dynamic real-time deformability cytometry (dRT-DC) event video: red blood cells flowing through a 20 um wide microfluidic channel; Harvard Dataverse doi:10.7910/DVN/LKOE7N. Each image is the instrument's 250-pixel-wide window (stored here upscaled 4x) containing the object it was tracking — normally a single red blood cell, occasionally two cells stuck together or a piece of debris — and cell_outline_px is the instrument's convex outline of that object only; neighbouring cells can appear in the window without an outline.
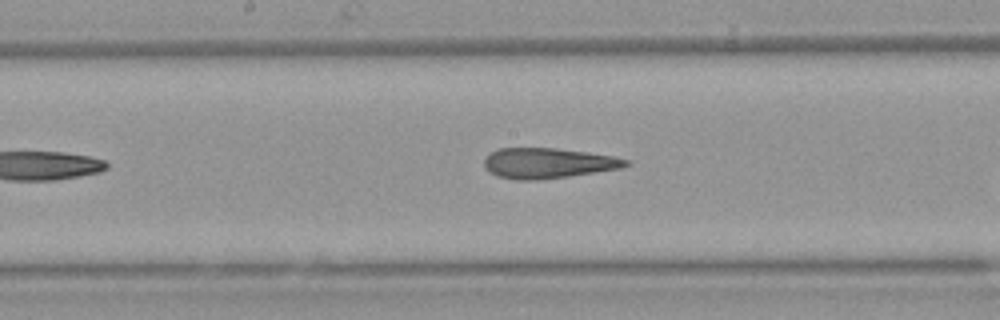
{"species": "Egyptian fruit bat (a non-hibernating species)", "species_latin": "Rousettus aegyptiacus", "temperature_condition": "warm", "stored_images_in_passage": 8, "camera_frame_rate_fps": 3000, "um_per_image_px": 0.085, "animal": {"sex": "female"}, "frame": {"image": 1, "passage_image": 8, "time_ms": 8.0, "image_size_px": [1000, 320], "cell_outline_px": [[632, 164], [620, 168], [568, 176], [536, 180], [516, 180], [496, 176], [488, 172], [484, 168], [484, 156], [488, 152], [496, 148], [556, 148], [588, 152], [612, 156], [632, 160]], "centroid_in_image_um": [46.52, 13.86], "position_along_channel_um": 201.7, "area_um2": 25.37}}